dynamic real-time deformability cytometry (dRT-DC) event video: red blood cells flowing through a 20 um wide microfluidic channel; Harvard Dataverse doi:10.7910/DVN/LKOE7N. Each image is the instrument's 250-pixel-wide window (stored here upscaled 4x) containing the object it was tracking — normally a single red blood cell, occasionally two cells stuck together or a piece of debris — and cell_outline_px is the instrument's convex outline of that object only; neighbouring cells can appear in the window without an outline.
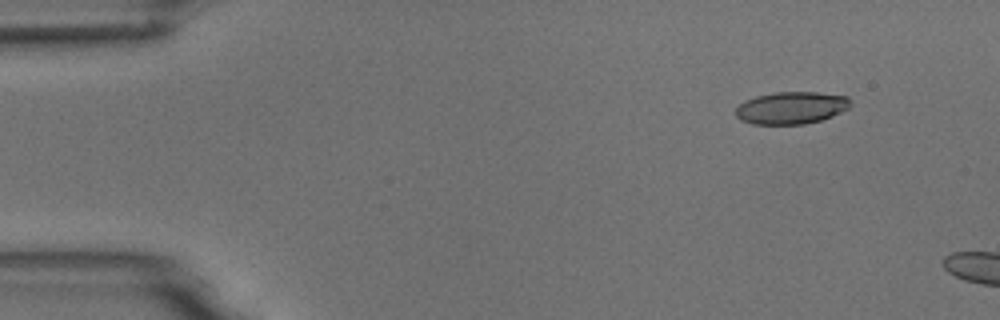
{"species": "common noctule bat (a hibernating species)", "species_latin": "Nyctalus noctula", "temperature_condition": "room temperature", "stored_images_in_passage": 4, "camera_frame_rate_fps": 3000, "um_per_image_px": 0.085, "animal": {"sex": "male", "body_mass_g": 18.8}, "frame": {"image": 1, "passage_image": 2, "time_ms": 1.0, "image_size_px": [1000, 320], "cell_outline_px": [[852, 104], [848, 108], [832, 116], [820, 120], [804, 124], [752, 124], [740, 120], [736, 116], [736, 108], [744, 100], [756, 96], [776, 92], [816, 92], [848, 96], [852, 100]], "centroid_in_image_um": [67.27, 9.16], "position_along_channel_um": 17.7, "area_um2": 21.68}}